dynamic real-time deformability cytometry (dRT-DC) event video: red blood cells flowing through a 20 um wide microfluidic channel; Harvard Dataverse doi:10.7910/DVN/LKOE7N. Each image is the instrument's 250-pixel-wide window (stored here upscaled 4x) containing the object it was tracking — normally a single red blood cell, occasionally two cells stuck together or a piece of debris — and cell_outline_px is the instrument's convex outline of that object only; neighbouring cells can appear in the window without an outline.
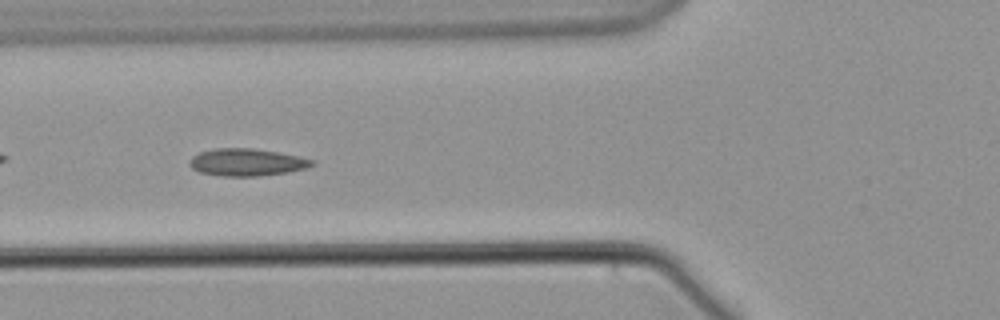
{"species": "common noctule bat (a hibernating species)", "species_latin": "Nyctalus noctula", "temperature_condition": "warm", "stored_images_in_passage": 37, "camera_frame_rate_fps": 3000, "um_per_image_px": 0.085, "animal": {"sex": "male", "body_mass_g": 21.5, "forearm_length_mm": 52.0}, "frame": {"image": 1, "passage_image": 6, "time_ms": 1.667, "image_size_px": [1000, 320], "cell_outline_px": [[316, 164], [308, 168], [288, 172], [256, 176], [224, 176], [200, 172], [192, 168], [188, 164], [192, 156], [200, 152], [216, 148], [252, 148], [300, 156], [316, 160]], "centroid_in_image_um": [21.02, 13.79], "position_along_channel_um": 104.8, "area_um2": 19.54}}